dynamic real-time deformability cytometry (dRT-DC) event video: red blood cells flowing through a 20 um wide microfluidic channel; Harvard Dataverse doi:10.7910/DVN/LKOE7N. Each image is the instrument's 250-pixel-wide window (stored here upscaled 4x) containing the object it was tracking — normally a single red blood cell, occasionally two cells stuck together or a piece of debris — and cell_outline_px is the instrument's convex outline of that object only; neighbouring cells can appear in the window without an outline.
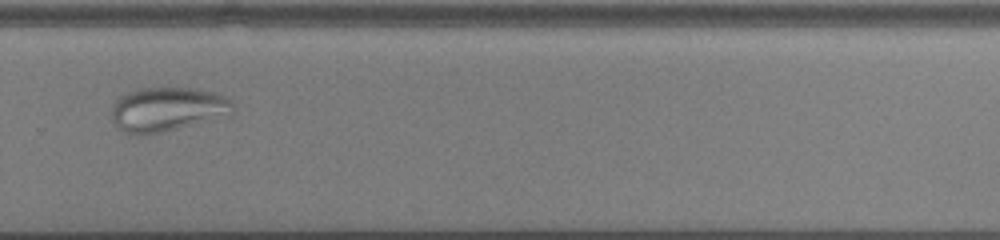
{"species": "common noctule bat (a hibernating species)", "species_latin": "Nyctalus noctula", "temperature_condition": "cold", "stored_images_in_passage": 38, "camera_frame_rate_fps": 3000, "um_per_image_px": 0.085, "animal": {"sex": "male", "body_mass_g": 13.0, "forearm_length_mm": 53.1}, "frame": {"image": 1, "passage_image": 22, "time_ms": 7.0, "image_size_px": [1000, 240], "cell_outline_px": [[236, 108], [232, 116], [160, 132], [140, 136], [124, 132], [112, 120], [112, 108], [116, 100], [120, 96], [136, 88], [192, 88], [212, 92], [224, 96]], "centroid_in_image_um": [14.26, 9.3], "position_along_channel_um": 315.5, "area_um2": 31.44}}